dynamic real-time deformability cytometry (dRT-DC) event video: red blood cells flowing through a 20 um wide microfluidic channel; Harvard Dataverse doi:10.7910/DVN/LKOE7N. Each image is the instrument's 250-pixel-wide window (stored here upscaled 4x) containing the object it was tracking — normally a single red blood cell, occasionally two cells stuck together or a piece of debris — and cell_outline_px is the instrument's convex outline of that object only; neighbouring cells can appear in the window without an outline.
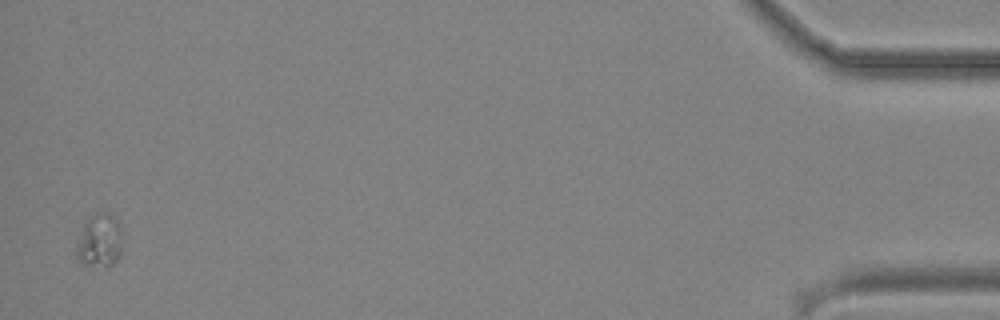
{"species": "common noctule bat (a hibernating species)", "species_latin": "Nyctalus noctula", "temperature_condition": "cold", "stored_images_in_passage": 39, "camera_frame_rate_fps": 3000, "um_per_image_px": 0.085, "animal": {"sex": "male", "body_mass_g": 19.2, "forearm_length_mm": 51.8}, "frame": {"image": 1, "passage_image": 38, "time_ms": 12.333, "image_size_px": [1000, 320], "cell_outline_px": [[120, 256], [112, 264], [84, 264], [76, 256], [76, 248], [84, 224], [92, 216], [108, 216], [116, 220], [120, 224]], "centroid_in_image_um": [8.45, 20.5], "position_along_channel_um": 426.7, "area_um2": 13.12}}